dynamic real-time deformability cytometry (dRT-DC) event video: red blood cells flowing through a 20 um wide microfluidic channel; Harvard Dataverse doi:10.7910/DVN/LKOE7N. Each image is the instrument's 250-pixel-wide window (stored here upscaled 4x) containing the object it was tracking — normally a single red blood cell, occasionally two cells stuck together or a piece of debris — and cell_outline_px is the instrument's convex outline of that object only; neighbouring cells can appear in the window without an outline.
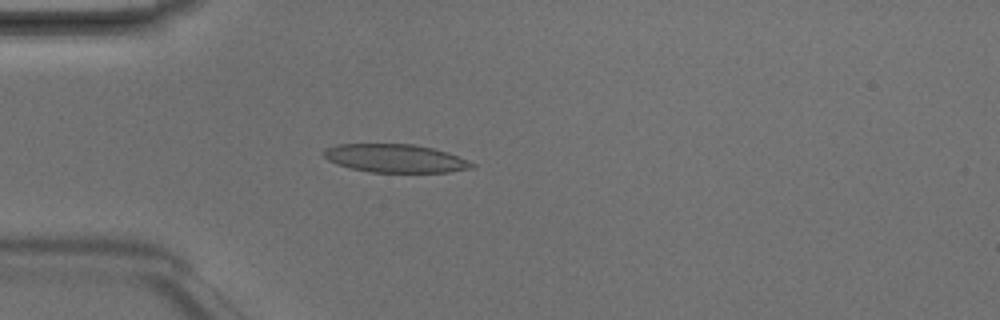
{"species": "Egyptian fruit bat (a non-hibernating species)", "species_latin": "Rousettus aegyptiacus", "temperature_condition": "room temperature", "stored_images_in_passage": 3, "camera_frame_rate_fps": 3000, "um_per_image_px": 0.085, "animal": {"sex": "male"}, "frame": {"image": 1, "passage_image": 3, "time_ms": 0.667, "image_size_px": [1000, 320], "cell_outline_px": [[476, 164], [472, 168], [448, 172], [372, 172], [352, 168], [336, 164], [328, 160], [324, 156], [324, 148], [336, 144], [412, 144], [432, 148], [448, 152], [468, 160]], "centroid_in_image_um": [33.6, 13.45], "position_along_channel_um": 51.4, "area_um2": 24.33}}